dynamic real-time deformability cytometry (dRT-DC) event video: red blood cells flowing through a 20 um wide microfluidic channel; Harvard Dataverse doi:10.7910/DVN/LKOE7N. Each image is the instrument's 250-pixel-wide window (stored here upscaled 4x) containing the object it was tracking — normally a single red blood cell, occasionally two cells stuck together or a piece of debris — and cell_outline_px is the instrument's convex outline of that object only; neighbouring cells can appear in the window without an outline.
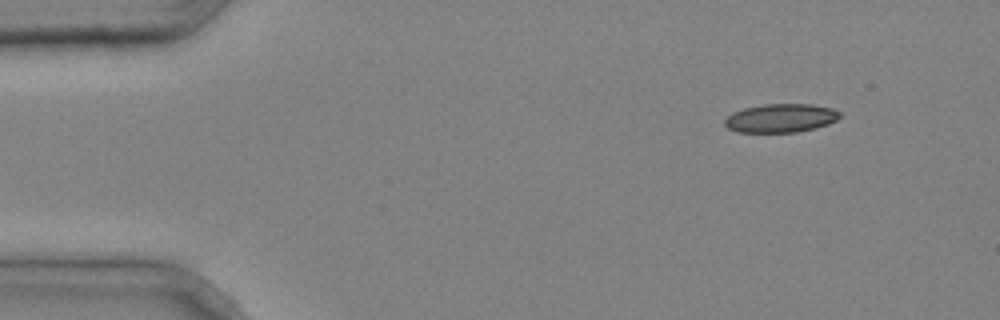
{"species": "common noctule bat (a hibernating species)", "species_latin": "Nyctalus noctula", "temperature_condition": "cold", "stored_images_in_passage": 4, "camera_frame_rate_fps": 3000, "um_per_image_px": 0.085, "animal": {"sex": "male", "body_mass_g": 20.4}, "frame": {"image": 1, "passage_image": 1, "time_ms": 0.0, "image_size_px": [1000, 320], "cell_outline_px": [[844, 116], [828, 124], [816, 128], [796, 132], [736, 132], [728, 128], [724, 124], [724, 120], [732, 112], [744, 108], [764, 104], [812, 104], [832, 108], [840, 112]], "centroid_in_image_um": [66.38, 10.04], "position_along_channel_um": 18.6, "area_um2": 19.36}}
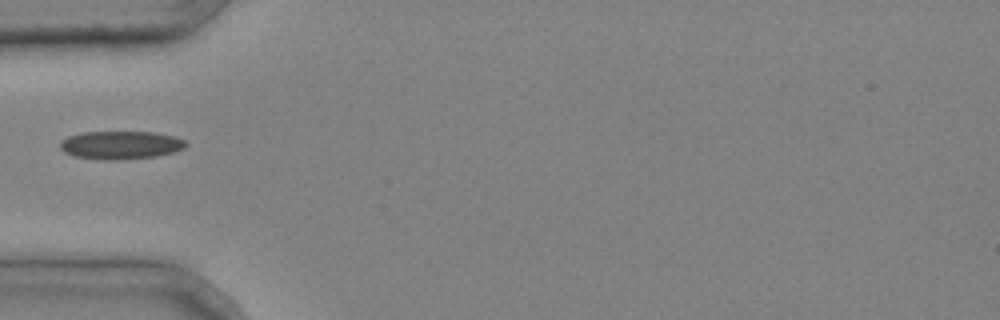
{"frame": {"image": 2, "passage_image": 3, "time_ms": 0.667, "image_size_px": [1000, 320], "cell_outline_px": [[188, 144], [184, 148], [172, 152], [156, 156], [116, 160], [100, 160], [72, 156], [64, 152], [60, 148], [60, 140], [68, 136], [84, 132], [156, 132], [172, 136], [184, 140]], "centroid_in_image_um": [10.21, 12.33], "position_along_channel_um": 74.8, "area_um2": 20.69}}